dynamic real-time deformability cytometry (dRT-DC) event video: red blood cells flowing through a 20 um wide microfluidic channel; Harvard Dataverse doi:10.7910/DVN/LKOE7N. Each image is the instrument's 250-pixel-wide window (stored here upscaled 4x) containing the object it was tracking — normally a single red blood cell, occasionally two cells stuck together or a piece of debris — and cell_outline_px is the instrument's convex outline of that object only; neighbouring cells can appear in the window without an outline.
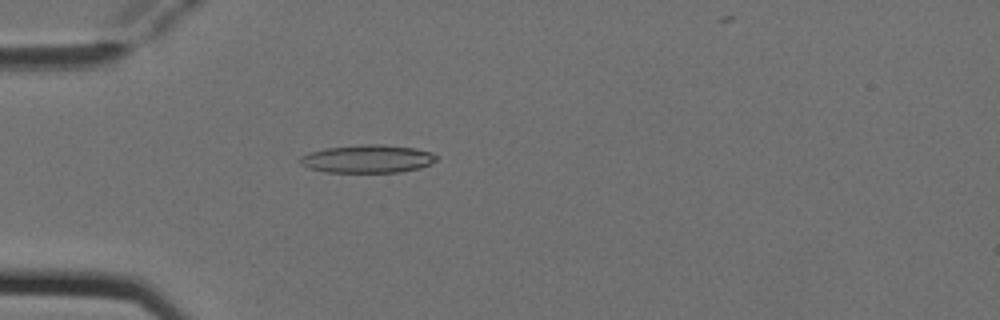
{"species": "Egyptian fruit bat (a non-hibernating species)", "species_latin": "Rousettus aegyptiacus", "temperature_condition": "cold", "stored_images_in_passage": 5, "camera_frame_rate_fps": 3000, "um_per_image_px": 0.085, "animal": {"sex": "female"}, "frame": {"image": 1, "passage_image": 4, "time_ms": 1.0, "image_size_px": [1000, 320], "cell_outline_px": [[440, 156], [436, 160], [420, 168], [400, 172], [324, 172], [308, 168], [300, 164], [300, 156], [308, 152], [324, 148], [360, 144], [384, 144], [416, 148], [432, 152]], "centroid_in_image_um": [31.23, 13.49], "position_along_channel_um": 53.8, "area_um2": 22.6}}